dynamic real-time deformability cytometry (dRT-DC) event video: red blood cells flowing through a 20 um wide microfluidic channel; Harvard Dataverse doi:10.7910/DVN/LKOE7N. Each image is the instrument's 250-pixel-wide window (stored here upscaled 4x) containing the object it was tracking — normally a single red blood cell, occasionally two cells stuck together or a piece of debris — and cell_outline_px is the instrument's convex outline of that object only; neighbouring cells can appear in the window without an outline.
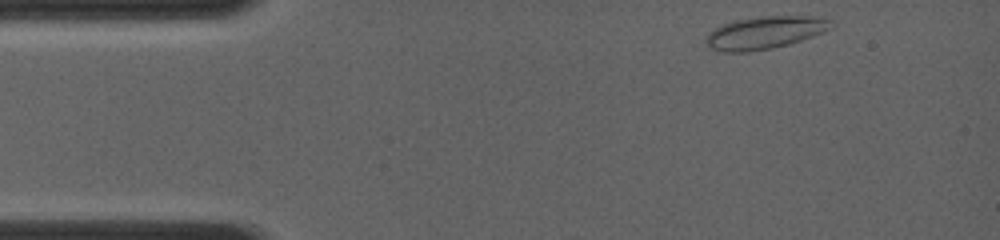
{"species": "common noctule bat (a hibernating species)", "species_latin": "Nyctalus noctula", "temperature_condition": "room temperature", "stored_images_in_passage": 56, "camera_frame_rate_fps": 4000, "um_per_image_px": 0.085, "animal": {"sex": "female", "body_mass_g": 19.0, "forearm_length_mm": 56.7}, "frame": {"image": 1, "passage_image": 1, "time_ms": 0.0, "image_size_px": [1000, 240], "cell_outline_px": [[836, 24], [832, 28], [824, 32], [792, 44], [772, 48], [748, 52], [724, 52], [712, 48], [704, 40], [708, 32], [732, 20], [764, 16], [812, 16], [832, 20]], "centroid_in_image_um": [65.06, 2.77], "position_along_channel_um": 19.9, "area_um2": 23.99}}
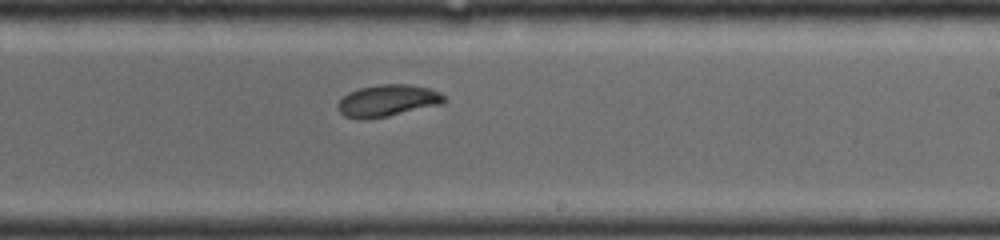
{"frame": {"image": 2, "passage_image": 34, "time_ms": 7.0, "image_size_px": [1000, 240], "cell_outline_px": [[448, 100], [444, 104], [388, 116], [364, 120], [360, 120], [344, 116], [336, 108], [336, 104], [348, 92], [360, 88], [380, 84], [408, 84], [428, 88], [440, 92]], "centroid_in_image_um": [32.95, 8.57], "position_along_channel_um": 256.1, "area_um2": 20.0}}
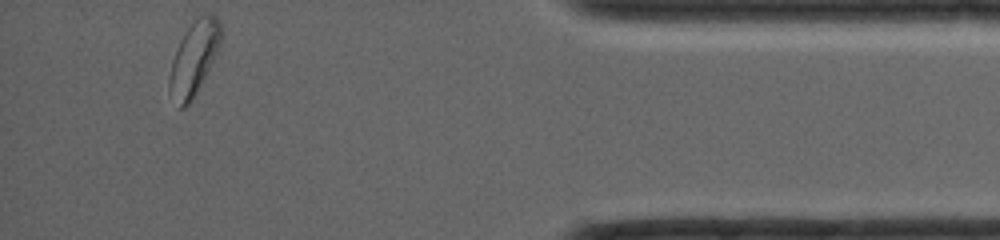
{"frame": {"image": 3, "passage_image": 56, "time_ms": 11.5, "image_size_px": [1000, 240], "cell_outline_px": [[220, 44], [192, 100], [184, 108], [180, 108], [168, 88], [168, 76], [172, 60], [180, 40], [184, 32], [200, 16], [208, 12], [212, 12], [220, 20]], "centroid_in_image_um": [16.46, 4.92], "position_along_channel_um": 418.7, "area_um2": 21.44}}